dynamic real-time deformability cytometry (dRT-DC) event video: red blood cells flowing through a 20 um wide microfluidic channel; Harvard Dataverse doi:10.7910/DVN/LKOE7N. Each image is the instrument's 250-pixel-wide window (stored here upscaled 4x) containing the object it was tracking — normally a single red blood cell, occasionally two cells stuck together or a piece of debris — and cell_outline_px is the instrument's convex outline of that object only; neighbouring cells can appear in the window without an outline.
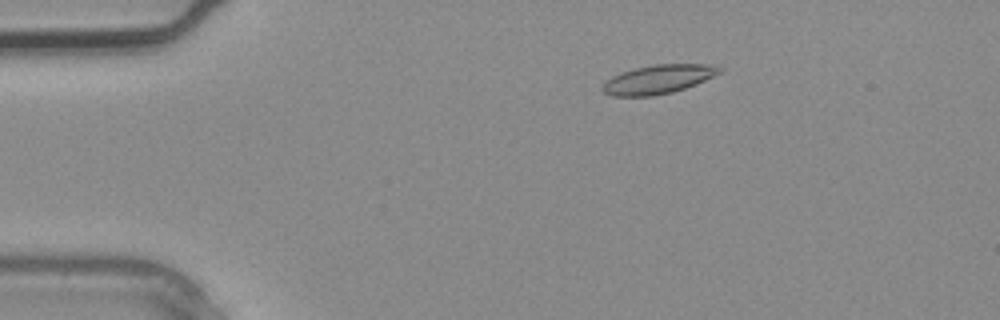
{"species": "common noctule bat (a hibernating species)", "species_latin": "Nyctalus noctula", "temperature_condition": "warm", "stored_images_in_passage": 3, "camera_frame_rate_fps": 3000, "um_per_image_px": 0.085, "animal": {"sex": "male", "body_mass_g": 20.4}, "frame": {"image": 1, "passage_image": 2, "time_ms": 0.333, "image_size_px": [1000, 320], "cell_outline_px": [[724, 72], [696, 84], [672, 92], [652, 96], [612, 96], [604, 92], [600, 88], [604, 80], [612, 76], [636, 68], [656, 64], [712, 64], [724, 68]], "centroid_in_image_um": [55.98, 6.74], "position_along_channel_um": 29.0, "area_um2": 19.83}}